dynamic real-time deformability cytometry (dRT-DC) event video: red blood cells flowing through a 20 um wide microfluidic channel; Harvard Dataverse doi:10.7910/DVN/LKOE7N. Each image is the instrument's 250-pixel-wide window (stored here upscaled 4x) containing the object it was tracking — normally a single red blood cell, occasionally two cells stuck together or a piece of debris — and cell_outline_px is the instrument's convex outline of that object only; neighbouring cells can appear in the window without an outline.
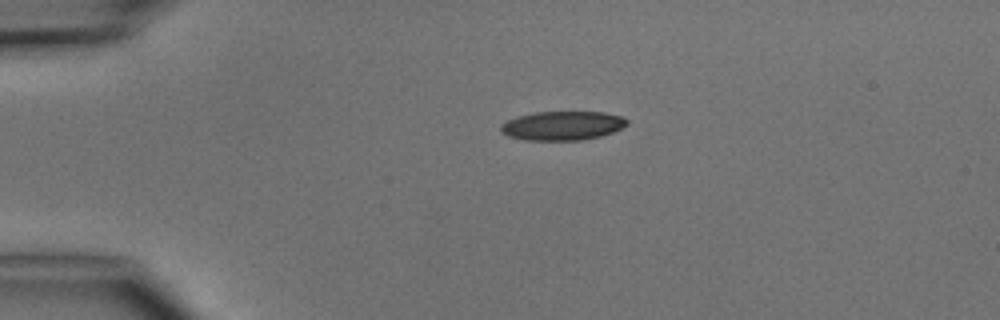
{"species": "common noctule bat (a hibernating species)", "species_latin": "Nyctalus noctula", "temperature_condition": "cold", "stored_images_in_passage": 2, "camera_frame_rate_fps": 3000, "um_per_image_px": 0.085, "animal": {"sex": "male", "body_mass_g": 15.6}, "frame": {"image": 1, "passage_image": 1, "time_ms": 0.0, "image_size_px": [1000, 320], "cell_outline_px": [[628, 124], [612, 132], [600, 136], [580, 140], [524, 140], [508, 136], [500, 132], [500, 124], [516, 116], [532, 112], [604, 112], [620, 116], [628, 120]], "centroid_in_image_um": [47.75, 10.68], "position_along_channel_um": 37.2, "area_um2": 21.39}}